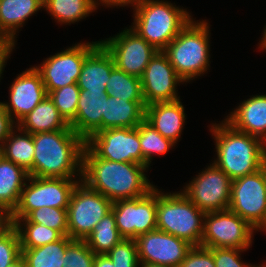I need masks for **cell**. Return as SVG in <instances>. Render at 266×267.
I'll use <instances>...</instances> for the list:
<instances>
[{
	"label": "cell",
	"instance_id": "6da1fadb",
	"mask_svg": "<svg viewBox=\"0 0 266 267\" xmlns=\"http://www.w3.org/2000/svg\"><path fill=\"white\" fill-rule=\"evenodd\" d=\"M147 171L145 165L98 158L84 147L81 181L112 202L138 198L152 190L155 185L150 183Z\"/></svg>",
	"mask_w": 266,
	"mask_h": 267
},
{
	"label": "cell",
	"instance_id": "74e56055",
	"mask_svg": "<svg viewBox=\"0 0 266 267\" xmlns=\"http://www.w3.org/2000/svg\"><path fill=\"white\" fill-rule=\"evenodd\" d=\"M21 256L19 235L16 228L11 225L0 235V267H8Z\"/></svg>",
	"mask_w": 266,
	"mask_h": 267
},
{
	"label": "cell",
	"instance_id": "bcb514c9",
	"mask_svg": "<svg viewBox=\"0 0 266 267\" xmlns=\"http://www.w3.org/2000/svg\"><path fill=\"white\" fill-rule=\"evenodd\" d=\"M8 267H27L25 259L21 256L19 259H17L15 262H13Z\"/></svg>",
	"mask_w": 266,
	"mask_h": 267
},
{
	"label": "cell",
	"instance_id": "ab89813d",
	"mask_svg": "<svg viewBox=\"0 0 266 267\" xmlns=\"http://www.w3.org/2000/svg\"><path fill=\"white\" fill-rule=\"evenodd\" d=\"M179 267H216L213 248L193 246Z\"/></svg>",
	"mask_w": 266,
	"mask_h": 267
},
{
	"label": "cell",
	"instance_id": "484cf974",
	"mask_svg": "<svg viewBox=\"0 0 266 267\" xmlns=\"http://www.w3.org/2000/svg\"><path fill=\"white\" fill-rule=\"evenodd\" d=\"M29 177L21 166L6 160H0V207L10 214L17 207L21 191Z\"/></svg>",
	"mask_w": 266,
	"mask_h": 267
},
{
	"label": "cell",
	"instance_id": "7a4b0ae2",
	"mask_svg": "<svg viewBox=\"0 0 266 267\" xmlns=\"http://www.w3.org/2000/svg\"><path fill=\"white\" fill-rule=\"evenodd\" d=\"M33 143L34 160L33 167L28 171L29 176L82 177V154L85 140L74 130L35 133Z\"/></svg>",
	"mask_w": 266,
	"mask_h": 267
},
{
	"label": "cell",
	"instance_id": "8fae6325",
	"mask_svg": "<svg viewBox=\"0 0 266 267\" xmlns=\"http://www.w3.org/2000/svg\"><path fill=\"white\" fill-rule=\"evenodd\" d=\"M211 163L181 190L204 213L227 210L230 205L232 180Z\"/></svg>",
	"mask_w": 266,
	"mask_h": 267
},
{
	"label": "cell",
	"instance_id": "e0dca14e",
	"mask_svg": "<svg viewBox=\"0 0 266 267\" xmlns=\"http://www.w3.org/2000/svg\"><path fill=\"white\" fill-rule=\"evenodd\" d=\"M184 81L177 75L163 51L150 60L142 77L141 88L145 105L180 99L178 85Z\"/></svg>",
	"mask_w": 266,
	"mask_h": 267
},
{
	"label": "cell",
	"instance_id": "8d00e7d4",
	"mask_svg": "<svg viewBox=\"0 0 266 267\" xmlns=\"http://www.w3.org/2000/svg\"><path fill=\"white\" fill-rule=\"evenodd\" d=\"M115 267H139L135 239L123 238L107 254Z\"/></svg>",
	"mask_w": 266,
	"mask_h": 267
},
{
	"label": "cell",
	"instance_id": "4316f807",
	"mask_svg": "<svg viewBox=\"0 0 266 267\" xmlns=\"http://www.w3.org/2000/svg\"><path fill=\"white\" fill-rule=\"evenodd\" d=\"M1 148L6 160L23 167L27 172L33 167V134L22 130L18 125L11 130Z\"/></svg>",
	"mask_w": 266,
	"mask_h": 267
},
{
	"label": "cell",
	"instance_id": "603a6c76",
	"mask_svg": "<svg viewBox=\"0 0 266 267\" xmlns=\"http://www.w3.org/2000/svg\"><path fill=\"white\" fill-rule=\"evenodd\" d=\"M108 93L80 90L76 116L69 124L74 132L85 141L94 133L102 131L104 98Z\"/></svg>",
	"mask_w": 266,
	"mask_h": 267
},
{
	"label": "cell",
	"instance_id": "3957f363",
	"mask_svg": "<svg viewBox=\"0 0 266 267\" xmlns=\"http://www.w3.org/2000/svg\"><path fill=\"white\" fill-rule=\"evenodd\" d=\"M215 153L213 163L225 172L231 180L250 175L264 167L266 143L258 137L233 128L225 120L212 123Z\"/></svg>",
	"mask_w": 266,
	"mask_h": 267
},
{
	"label": "cell",
	"instance_id": "4fadbf2b",
	"mask_svg": "<svg viewBox=\"0 0 266 267\" xmlns=\"http://www.w3.org/2000/svg\"><path fill=\"white\" fill-rule=\"evenodd\" d=\"M100 43L112 55L115 66L129 75L141 78L158 51L130 27Z\"/></svg>",
	"mask_w": 266,
	"mask_h": 267
},
{
	"label": "cell",
	"instance_id": "f35d334b",
	"mask_svg": "<svg viewBox=\"0 0 266 267\" xmlns=\"http://www.w3.org/2000/svg\"><path fill=\"white\" fill-rule=\"evenodd\" d=\"M247 251L237 248H213V258L216 267H256L255 264L244 263L241 253Z\"/></svg>",
	"mask_w": 266,
	"mask_h": 267
},
{
	"label": "cell",
	"instance_id": "83f0119b",
	"mask_svg": "<svg viewBox=\"0 0 266 267\" xmlns=\"http://www.w3.org/2000/svg\"><path fill=\"white\" fill-rule=\"evenodd\" d=\"M43 9L60 25L79 22L96 11L93 0H43Z\"/></svg>",
	"mask_w": 266,
	"mask_h": 267
},
{
	"label": "cell",
	"instance_id": "30bf717a",
	"mask_svg": "<svg viewBox=\"0 0 266 267\" xmlns=\"http://www.w3.org/2000/svg\"><path fill=\"white\" fill-rule=\"evenodd\" d=\"M113 202L88 187L83 181L75 186L67 208L68 236L85 240L96 224L111 211Z\"/></svg>",
	"mask_w": 266,
	"mask_h": 267
},
{
	"label": "cell",
	"instance_id": "f546056e",
	"mask_svg": "<svg viewBox=\"0 0 266 267\" xmlns=\"http://www.w3.org/2000/svg\"><path fill=\"white\" fill-rule=\"evenodd\" d=\"M123 239L116 227L113 211L107 213L85 238L88 247L96 254H107L118 242Z\"/></svg>",
	"mask_w": 266,
	"mask_h": 267
},
{
	"label": "cell",
	"instance_id": "f907efd6",
	"mask_svg": "<svg viewBox=\"0 0 266 267\" xmlns=\"http://www.w3.org/2000/svg\"><path fill=\"white\" fill-rule=\"evenodd\" d=\"M256 267H266V263H263V264H259V266L258 265H256Z\"/></svg>",
	"mask_w": 266,
	"mask_h": 267
},
{
	"label": "cell",
	"instance_id": "7402d4cb",
	"mask_svg": "<svg viewBox=\"0 0 266 267\" xmlns=\"http://www.w3.org/2000/svg\"><path fill=\"white\" fill-rule=\"evenodd\" d=\"M41 9L43 0H0V40L16 46L19 29Z\"/></svg>",
	"mask_w": 266,
	"mask_h": 267
},
{
	"label": "cell",
	"instance_id": "8992f818",
	"mask_svg": "<svg viewBox=\"0 0 266 267\" xmlns=\"http://www.w3.org/2000/svg\"><path fill=\"white\" fill-rule=\"evenodd\" d=\"M205 213L181 191L167 192L156 187L157 229L200 246Z\"/></svg>",
	"mask_w": 266,
	"mask_h": 267
},
{
	"label": "cell",
	"instance_id": "2e32d148",
	"mask_svg": "<svg viewBox=\"0 0 266 267\" xmlns=\"http://www.w3.org/2000/svg\"><path fill=\"white\" fill-rule=\"evenodd\" d=\"M140 264L179 267L193 245L174 235L155 229L135 239Z\"/></svg>",
	"mask_w": 266,
	"mask_h": 267
},
{
	"label": "cell",
	"instance_id": "9c48e42d",
	"mask_svg": "<svg viewBox=\"0 0 266 267\" xmlns=\"http://www.w3.org/2000/svg\"><path fill=\"white\" fill-rule=\"evenodd\" d=\"M256 231L246 220L229 209L205 213L200 246L248 250Z\"/></svg>",
	"mask_w": 266,
	"mask_h": 267
},
{
	"label": "cell",
	"instance_id": "44dd1931",
	"mask_svg": "<svg viewBox=\"0 0 266 267\" xmlns=\"http://www.w3.org/2000/svg\"><path fill=\"white\" fill-rule=\"evenodd\" d=\"M115 67L112 55L100 43L84 60L77 80L80 90L108 93L106 83Z\"/></svg>",
	"mask_w": 266,
	"mask_h": 267
},
{
	"label": "cell",
	"instance_id": "b9f144b4",
	"mask_svg": "<svg viewBox=\"0 0 266 267\" xmlns=\"http://www.w3.org/2000/svg\"><path fill=\"white\" fill-rule=\"evenodd\" d=\"M141 0H93L94 2V6L96 8V10L98 9L99 5L100 6H105V8H111V7H115L116 8L119 6L120 7H126V6H133L132 8H134Z\"/></svg>",
	"mask_w": 266,
	"mask_h": 267
},
{
	"label": "cell",
	"instance_id": "f6af8a7d",
	"mask_svg": "<svg viewBox=\"0 0 266 267\" xmlns=\"http://www.w3.org/2000/svg\"><path fill=\"white\" fill-rule=\"evenodd\" d=\"M93 267H115L106 254L96 255Z\"/></svg>",
	"mask_w": 266,
	"mask_h": 267
},
{
	"label": "cell",
	"instance_id": "f1b7e54d",
	"mask_svg": "<svg viewBox=\"0 0 266 267\" xmlns=\"http://www.w3.org/2000/svg\"><path fill=\"white\" fill-rule=\"evenodd\" d=\"M72 240L66 235L41 247L21 249L22 257L27 267H62L65 251Z\"/></svg>",
	"mask_w": 266,
	"mask_h": 267
},
{
	"label": "cell",
	"instance_id": "ac0fdd59",
	"mask_svg": "<svg viewBox=\"0 0 266 267\" xmlns=\"http://www.w3.org/2000/svg\"><path fill=\"white\" fill-rule=\"evenodd\" d=\"M47 95L41 74L32 66L16 76L9 87L8 102L0 103L17 125Z\"/></svg>",
	"mask_w": 266,
	"mask_h": 267
},
{
	"label": "cell",
	"instance_id": "1f68e13d",
	"mask_svg": "<svg viewBox=\"0 0 266 267\" xmlns=\"http://www.w3.org/2000/svg\"><path fill=\"white\" fill-rule=\"evenodd\" d=\"M106 86L111 97L126 101H144L141 78L129 75L116 66L112 69Z\"/></svg>",
	"mask_w": 266,
	"mask_h": 267
},
{
	"label": "cell",
	"instance_id": "d6986e66",
	"mask_svg": "<svg viewBox=\"0 0 266 267\" xmlns=\"http://www.w3.org/2000/svg\"><path fill=\"white\" fill-rule=\"evenodd\" d=\"M234 109L224 120L236 130L266 143V94L252 95Z\"/></svg>",
	"mask_w": 266,
	"mask_h": 267
},
{
	"label": "cell",
	"instance_id": "836d02e7",
	"mask_svg": "<svg viewBox=\"0 0 266 267\" xmlns=\"http://www.w3.org/2000/svg\"><path fill=\"white\" fill-rule=\"evenodd\" d=\"M12 223H36L68 235L67 208L43 207L31 211L25 218H11Z\"/></svg>",
	"mask_w": 266,
	"mask_h": 267
},
{
	"label": "cell",
	"instance_id": "52a82bcc",
	"mask_svg": "<svg viewBox=\"0 0 266 267\" xmlns=\"http://www.w3.org/2000/svg\"><path fill=\"white\" fill-rule=\"evenodd\" d=\"M81 178H42L29 176L11 218H25L43 207L68 208L71 194Z\"/></svg>",
	"mask_w": 266,
	"mask_h": 267
},
{
	"label": "cell",
	"instance_id": "60d3db41",
	"mask_svg": "<svg viewBox=\"0 0 266 267\" xmlns=\"http://www.w3.org/2000/svg\"><path fill=\"white\" fill-rule=\"evenodd\" d=\"M15 126L16 124L13 122L10 115L0 103V146L3 144L4 140L9 136L11 130Z\"/></svg>",
	"mask_w": 266,
	"mask_h": 267
},
{
	"label": "cell",
	"instance_id": "7c38bea8",
	"mask_svg": "<svg viewBox=\"0 0 266 267\" xmlns=\"http://www.w3.org/2000/svg\"><path fill=\"white\" fill-rule=\"evenodd\" d=\"M100 44L99 41L83 42L61 50L34 66L41 74L47 93L76 84L85 58Z\"/></svg>",
	"mask_w": 266,
	"mask_h": 267
},
{
	"label": "cell",
	"instance_id": "4dcf8cb0",
	"mask_svg": "<svg viewBox=\"0 0 266 267\" xmlns=\"http://www.w3.org/2000/svg\"><path fill=\"white\" fill-rule=\"evenodd\" d=\"M140 146L142 151V165L148 169L151 166L153 155H164L170 149L175 147L172 140L163 137L151 124L145 119L137 126Z\"/></svg>",
	"mask_w": 266,
	"mask_h": 267
},
{
	"label": "cell",
	"instance_id": "5b68a950",
	"mask_svg": "<svg viewBox=\"0 0 266 267\" xmlns=\"http://www.w3.org/2000/svg\"><path fill=\"white\" fill-rule=\"evenodd\" d=\"M196 21L192 18L163 50L177 75L186 83L210 70L209 23L207 20Z\"/></svg>",
	"mask_w": 266,
	"mask_h": 267
},
{
	"label": "cell",
	"instance_id": "5bb4252c",
	"mask_svg": "<svg viewBox=\"0 0 266 267\" xmlns=\"http://www.w3.org/2000/svg\"><path fill=\"white\" fill-rule=\"evenodd\" d=\"M111 210L116 227L125 239H136L157 229L156 186L144 196L114 201Z\"/></svg>",
	"mask_w": 266,
	"mask_h": 267
},
{
	"label": "cell",
	"instance_id": "cb8c5ba5",
	"mask_svg": "<svg viewBox=\"0 0 266 267\" xmlns=\"http://www.w3.org/2000/svg\"><path fill=\"white\" fill-rule=\"evenodd\" d=\"M144 101H126L108 95L104 98L102 130L135 128L145 119Z\"/></svg>",
	"mask_w": 266,
	"mask_h": 267
},
{
	"label": "cell",
	"instance_id": "e575fe53",
	"mask_svg": "<svg viewBox=\"0 0 266 267\" xmlns=\"http://www.w3.org/2000/svg\"><path fill=\"white\" fill-rule=\"evenodd\" d=\"M79 94L80 88L77 86V83L53 90L48 94L60 115L68 124H70L76 116Z\"/></svg>",
	"mask_w": 266,
	"mask_h": 267
},
{
	"label": "cell",
	"instance_id": "c3c4849f",
	"mask_svg": "<svg viewBox=\"0 0 266 267\" xmlns=\"http://www.w3.org/2000/svg\"><path fill=\"white\" fill-rule=\"evenodd\" d=\"M140 267H170V266L158 265V264H140Z\"/></svg>",
	"mask_w": 266,
	"mask_h": 267
},
{
	"label": "cell",
	"instance_id": "9a60e30c",
	"mask_svg": "<svg viewBox=\"0 0 266 267\" xmlns=\"http://www.w3.org/2000/svg\"><path fill=\"white\" fill-rule=\"evenodd\" d=\"M85 145L98 157L142 165L138 128H109L92 134Z\"/></svg>",
	"mask_w": 266,
	"mask_h": 267
},
{
	"label": "cell",
	"instance_id": "ba28073f",
	"mask_svg": "<svg viewBox=\"0 0 266 267\" xmlns=\"http://www.w3.org/2000/svg\"><path fill=\"white\" fill-rule=\"evenodd\" d=\"M228 209L266 232V161L257 172L232 180Z\"/></svg>",
	"mask_w": 266,
	"mask_h": 267
},
{
	"label": "cell",
	"instance_id": "7dc6e473",
	"mask_svg": "<svg viewBox=\"0 0 266 267\" xmlns=\"http://www.w3.org/2000/svg\"><path fill=\"white\" fill-rule=\"evenodd\" d=\"M262 38H261V40H260V43H258L259 44V48L258 49H261V50H266V26L264 27V29H263V33H262Z\"/></svg>",
	"mask_w": 266,
	"mask_h": 267
},
{
	"label": "cell",
	"instance_id": "d4e9b609",
	"mask_svg": "<svg viewBox=\"0 0 266 267\" xmlns=\"http://www.w3.org/2000/svg\"><path fill=\"white\" fill-rule=\"evenodd\" d=\"M17 125L30 134L58 130H73L60 115L49 95Z\"/></svg>",
	"mask_w": 266,
	"mask_h": 267
},
{
	"label": "cell",
	"instance_id": "277c9868",
	"mask_svg": "<svg viewBox=\"0 0 266 267\" xmlns=\"http://www.w3.org/2000/svg\"><path fill=\"white\" fill-rule=\"evenodd\" d=\"M133 12L129 27L157 51H163L193 18L187 9L166 0H141Z\"/></svg>",
	"mask_w": 266,
	"mask_h": 267
},
{
	"label": "cell",
	"instance_id": "ffe728a7",
	"mask_svg": "<svg viewBox=\"0 0 266 267\" xmlns=\"http://www.w3.org/2000/svg\"><path fill=\"white\" fill-rule=\"evenodd\" d=\"M180 99L155 102L145 107V120L163 137L177 144L185 126L186 113Z\"/></svg>",
	"mask_w": 266,
	"mask_h": 267
},
{
	"label": "cell",
	"instance_id": "d590c367",
	"mask_svg": "<svg viewBox=\"0 0 266 267\" xmlns=\"http://www.w3.org/2000/svg\"><path fill=\"white\" fill-rule=\"evenodd\" d=\"M95 256L85 240L73 239L65 251L62 267H93Z\"/></svg>",
	"mask_w": 266,
	"mask_h": 267
},
{
	"label": "cell",
	"instance_id": "681fc988",
	"mask_svg": "<svg viewBox=\"0 0 266 267\" xmlns=\"http://www.w3.org/2000/svg\"><path fill=\"white\" fill-rule=\"evenodd\" d=\"M3 158V151H2V148L0 146V160Z\"/></svg>",
	"mask_w": 266,
	"mask_h": 267
},
{
	"label": "cell",
	"instance_id": "7bdbcfd3",
	"mask_svg": "<svg viewBox=\"0 0 266 267\" xmlns=\"http://www.w3.org/2000/svg\"><path fill=\"white\" fill-rule=\"evenodd\" d=\"M15 45L10 43L0 44V80L2 79L3 71L6 66L7 60L10 58Z\"/></svg>",
	"mask_w": 266,
	"mask_h": 267
},
{
	"label": "cell",
	"instance_id": "ee69618b",
	"mask_svg": "<svg viewBox=\"0 0 266 267\" xmlns=\"http://www.w3.org/2000/svg\"><path fill=\"white\" fill-rule=\"evenodd\" d=\"M11 225V214L4 208L0 207V235L4 233Z\"/></svg>",
	"mask_w": 266,
	"mask_h": 267
},
{
	"label": "cell",
	"instance_id": "d6a6232c",
	"mask_svg": "<svg viewBox=\"0 0 266 267\" xmlns=\"http://www.w3.org/2000/svg\"><path fill=\"white\" fill-rule=\"evenodd\" d=\"M16 228L21 249L37 248L61 239L63 236L54 229L36 223H12Z\"/></svg>",
	"mask_w": 266,
	"mask_h": 267
}]
</instances>
